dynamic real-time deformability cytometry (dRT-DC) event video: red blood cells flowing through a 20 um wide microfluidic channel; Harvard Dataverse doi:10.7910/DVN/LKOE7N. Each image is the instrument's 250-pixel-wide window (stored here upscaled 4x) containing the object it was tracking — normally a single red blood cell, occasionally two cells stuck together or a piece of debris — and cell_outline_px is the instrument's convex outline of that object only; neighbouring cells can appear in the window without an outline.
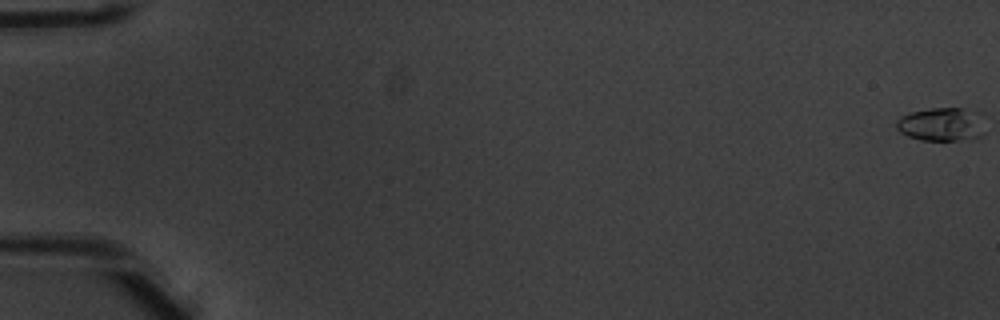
{"species": "common noctule bat (a hibernating species)", "species_latin": "Nyctalus noctula", "temperature_condition": "warm", "stored_images_in_passage": 53, "camera_frame_rate_fps": 3000, "um_per_image_px": 0.085, "animal": {"sex": "male", "body_mass_g": 20.1, "forearm_length_mm": 53.5}, "frame": {"image": 1, "passage_image": 1, "time_ms": 0.0, "image_size_px": [1000, 320], "cell_outline_px": [[980, 136], [972, 140], [920, 140], [908, 136], [900, 132], [896, 128], [896, 120], [900, 116], [912, 112], [932, 108], [964, 108]], "centroid_in_image_um": [79.72, 10.61], "position_along_channel_um": 5.3, "area_um2": 15.78}}
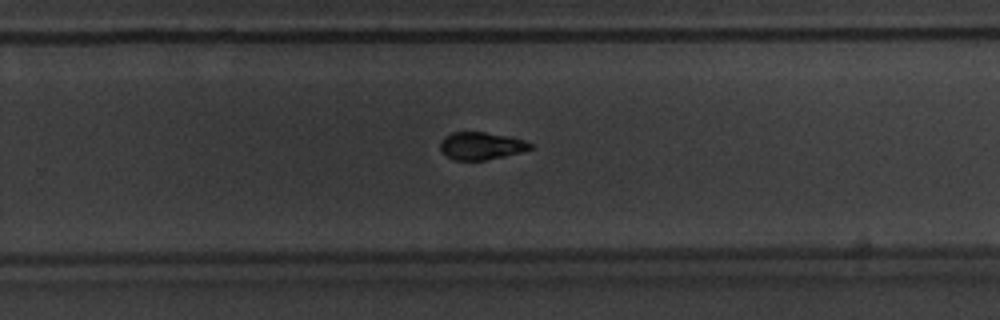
{"frame": {"image": 2, "passage_image": 36, "time_ms": 11.667, "image_size_px": [1000, 320], "cell_outline_px": [[532, 148], [520, 152], [504, 156], [484, 160], [456, 160], [448, 156], [440, 148], [440, 140], [444, 136], [452, 132], [484, 132], [512, 136], [524, 140], [532, 144]], "centroid_in_image_um": [40.9, 12.38], "position_along_channel_um": 288.9, "area_um2": 14.39}}
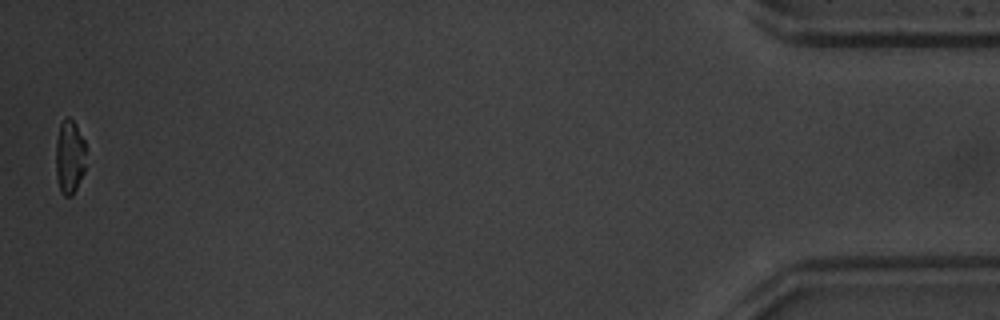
{"frame": {"image": 3, "passage_image": 53, "time_ms": 17.333, "image_size_px": [1000, 320], "cell_outline_px": [[84, 172], [72, 196], [64, 196], [60, 192], [56, 176], [56, 140], [60, 124], [64, 116], [68, 116], [76, 124], [84, 140]], "centroid_in_image_um": [5.89, 13.32], "position_along_channel_um": 429.3, "area_um2": 13.01}, "authors_computed_cell_mechanics": {"area_um2": 14.9702, "velocity_mm_per_s": 3.9836, "shape_relaxation_time_tau1_ms": 2.8213, "shape_relaxation_time_tau2_ms": 3.781, "deformation_change_tau1": 0.132, "deformation_change_tau2": 0.0884}}